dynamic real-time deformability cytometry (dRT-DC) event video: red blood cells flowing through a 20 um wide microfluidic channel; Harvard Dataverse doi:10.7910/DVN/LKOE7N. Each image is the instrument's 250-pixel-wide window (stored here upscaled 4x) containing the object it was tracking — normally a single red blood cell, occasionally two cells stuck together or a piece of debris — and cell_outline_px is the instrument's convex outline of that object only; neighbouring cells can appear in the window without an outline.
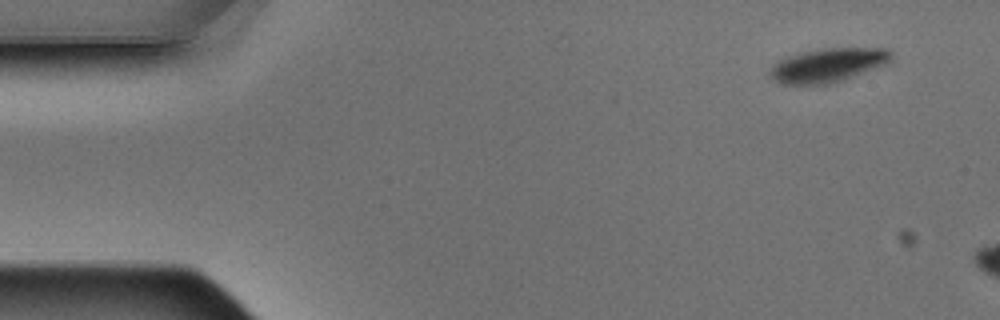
{"species": "Egyptian fruit bat (a non-hibernating species)", "species_latin": "Rousettus aegyptiacus", "temperature_condition": "warm", "stored_images_in_passage": 3, "camera_frame_rate_fps": 3000, "um_per_image_px": 0.085, "animal": {"sex": "male"}, "frame": {"image": 1, "passage_image": 1, "time_ms": 0.0, "image_size_px": [1000, 320], "cell_outline_px": [[892, 56], [888, 64], [844, 80], [828, 84], [780, 84], [772, 80], [768, 72], [772, 64], [788, 56], [804, 52], [824, 48], [888, 48], [892, 52]], "centroid_in_image_um": [70.38, 5.55], "position_along_channel_um": 14.6, "area_um2": 24.16}}